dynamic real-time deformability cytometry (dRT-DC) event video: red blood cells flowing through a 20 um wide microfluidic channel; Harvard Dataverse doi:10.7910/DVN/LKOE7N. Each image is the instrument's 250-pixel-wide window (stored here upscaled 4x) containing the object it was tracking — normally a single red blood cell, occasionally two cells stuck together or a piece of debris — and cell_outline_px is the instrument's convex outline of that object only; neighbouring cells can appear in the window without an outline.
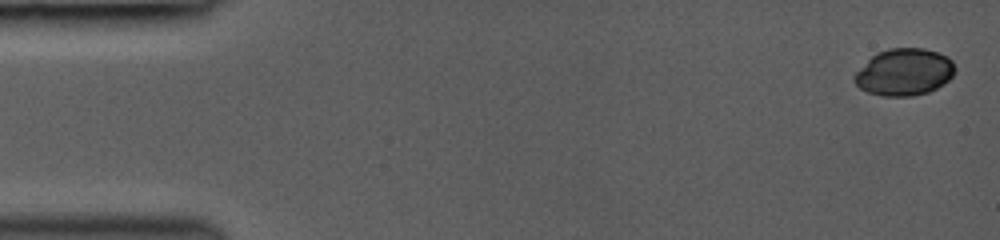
{"species": "common noctule bat (a hibernating species)", "species_latin": "Nyctalus noctula", "temperature_condition": "room temperature", "stored_images_in_passage": 14, "camera_frame_rate_fps": 3000, "um_per_image_px": 0.085, "animal": {"sex": "female", "body_mass_g": 19.0, "forearm_length_mm": 53.3}, "frame": {"image": 1, "passage_image": 1, "time_ms": 0.0, "image_size_px": [1000, 240], "cell_outline_px": [[956, 68], [952, 76], [944, 84], [928, 92], [912, 96], [884, 96], [868, 92], [860, 88], [852, 80], [852, 76], [876, 52], [888, 48], [924, 48], [948, 56], [952, 60]], "centroid_in_image_um": [76.86, 6.12], "position_along_channel_um": 8.1, "area_um2": 27.63}}
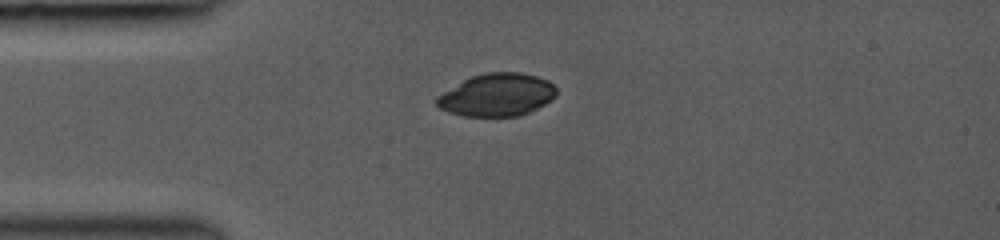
{"frame": {"image": 2, "passage_image": 10, "time_ms": 3.667, "image_size_px": [1000, 240], "cell_outline_px": [[556, 96], [544, 104], [520, 116], [464, 116], [448, 112], [440, 108], [436, 104], [436, 96], [464, 80], [472, 76], [484, 72], [520, 72], [536, 76], [548, 80], [556, 88]], "centroid_in_image_um": [42.23, 8.06], "position_along_channel_um": 42.8, "area_um2": 29.65}}
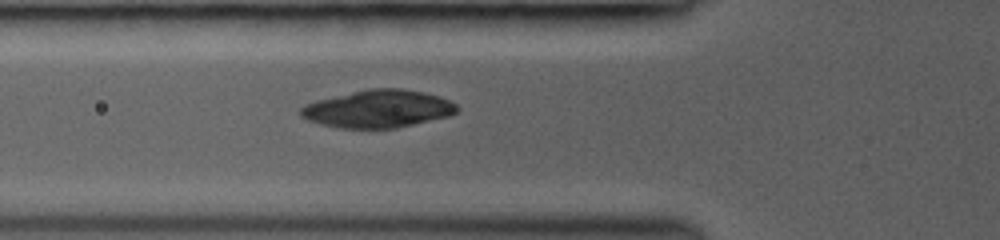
{"frame": {"image": 3, "passage_image": 14, "time_ms": 5.333, "image_size_px": [1000, 240], "cell_outline_px": [[460, 108], [456, 112], [448, 116], [396, 128], [336, 128], [320, 124], [308, 120], [300, 116], [300, 108], [304, 104], [316, 100], [368, 88], [400, 88], [424, 92], [440, 96], [456, 104]], "centroid_in_image_um": [32.11, 9.25], "position_along_channel_um": 93.7, "area_um2": 34.39}}